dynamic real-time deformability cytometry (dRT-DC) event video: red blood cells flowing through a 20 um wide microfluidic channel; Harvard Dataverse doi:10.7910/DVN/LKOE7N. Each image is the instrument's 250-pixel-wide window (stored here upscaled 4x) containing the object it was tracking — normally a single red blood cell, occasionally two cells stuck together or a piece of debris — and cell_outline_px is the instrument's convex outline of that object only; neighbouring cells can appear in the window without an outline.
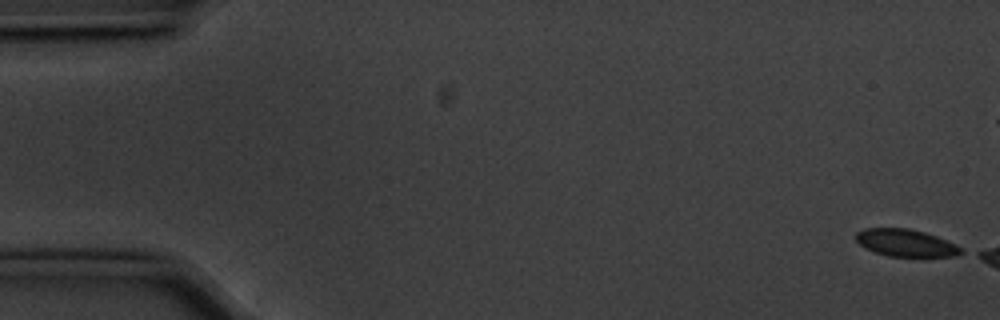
{"species": "common noctule bat (a hibernating species)", "species_latin": "Nyctalus noctula", "temperature_condition": "cold", "stored_images_in_passage": 1, "camera_frame_rate_fps": 3000, "um_per_image_px": 0.085, "animal": {"sex": "male", "body_mass_g": 20.1, "forearm_length_mm": 53.5}, "frame": {"image": 1, "passage_image": 1, "time_ms": 0.0, "image_size_px": [1000, 320], "cell_outline_px": [[964, 252], [956, 256], [888, 256], [876, 252], [860, 244], [856, 240], [856, 232], [864, 228], [908, 228], [924, 232], [936, 236], [956, 244], [964, 248]], "centroid_in_image_um": [77.03, 20.64], "position_along_channel_um": 8.0, "area_um2": 16.59}}